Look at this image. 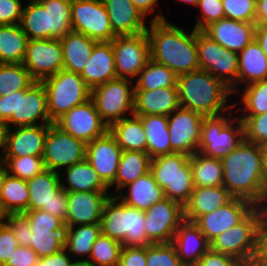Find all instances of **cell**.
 I'll return each mask as SVG.
<instances>
[{
  "label": "cell",
  "instance_id": "35",
  "mask_svg": "<svg viewBox=\"0 0 267 266\" xmlns=\"http://www.w3.org/2000/svg\"><path fill=\"white\" fill-rule=\"evenodd\" d=\"M65 172L68 186L61 181V188L67 192H108L110 189L86 159L66 168Z\"/></svg>",
  "mask_w": 267,
  "mask_h": 266
},
{
  "label": "cell",
  "instance_id": "33",
  "mask_svg": "<svg viewBox=\"0 0 267 266\" xmlns=\"http://www.w3.org/2000/svg\"><path fill=\"white\" fill-rule=\"evenodd\" d=\"M267 80V57L254 39L238 53V82L251 84Z\"/></svg>",
  "mask_w": 267,
  "mask_h": 266
},
{
  "label": "cell",
  "instance_id": "37",
  "mask_svg": "<svg viewBox=\"0 0 267 266\" xmlns=\"http://www.w3.org/2000/svg\"><path fill=\"white\" fill-rule=\"evenodd\" d=\"M194 187L223 186L221 159L207 157L200 152L189 156Z\"/></svg>",
  "mask_w": 267,
  "mask_h": 266
},
{
  "label": "cell",
  "instance_id": "11",
  "mask_svg": "<svg viewBox=\"0 0 267 266\" xmlns=\"http://www.w3.org/2000/svg\"><path fill=\"white\" fill-rule=\"evenodd\" d=\"M196 46L200 69L221 80L233 94L237 92L238 53L225 49L203 31H196Z\"/></svg>",
  "mask_w": 267,
  "mask_h": 266
},
{
  "label": "cell",
  "instance_id": "1",
  "mask_svg": "<svg viewBox=\"0 0 267 266\" xmlns=\"http://www.w3.org/2000/svg\"><path fill=\"white\" fill-rule=\"evenodd\" d=\"M223 186L234 198L267 208V185L264 178L263 152L260 145L243 141L221 159Z\"/></svg>",
  "mask_w": 267,
  "mask_h": 266
},
{
  "label": "cell",
  "instance_id": "51",
  "mask_svg": "<svg viewBox=\"0 0 267 266\" xmlns=\"http://www.w3.org/2000/svg\"><path fill=\"white\" fill-rule=\"evenodd\" d=\"M224 18L243 22L256 21V0H222Z\"/></svg>",
  "mask_w": 267,
  "mask_h": 266
},
{
  "label": "cell",
  "instance_id": "16",
  "mask_svg": "<svg viewBox=\"0 0 267 266\" xmlns=\"http://www.w3.org/2000/svg\"><path fill=\"white\" fill-rule=\"evenodd\" d=\"M54 124L85 144L105 135L109 129L91 99L63 114Z\"/></svg>",
  "mask_w": 267,
  "mask_h": 266
},
{
  "label": "cell",
  "instance_id": "2",
  "mask_svg": "<svg viewBox=\"0 0 267 266\" xmlns=\"http://www.w3.org/2000/svg\"><path fill=\"white\" fill-rule=\"evenodd\" d=\"M147 28L150 58L171 69L177 76L200 69L196 46V29L190 34L162 14H156Z\"/></svg>",
  "mask_w": 267,
  "mask_h": 266
},
{
  "label": "cell",
  "instance_id": "48",
  "mask_svg": "<svg viewBox=\"0 0 267 266\" xmlns=\"http://www.w3.org/2000/svg\"><path fill=\"white\" fill-rule=\"evenodd\" d=\"M242 93L244 115H260L267 113V80L254 82L248 85Z\"/></svg>",
  "mask_w": 267,
  "mask_h": 266
},
{
  "label": "cell",
  "instance_id": "38",
  "mask_svg": "<svg viewBox=\"0 0 267 266\" xmlns=\"http://www.w3.org/2000/svg\"><path fill=\"white\" fill-rule=\"evenodd\" d=\"M28 37L20 24L0 26V63H22Z\"/></svg>",
  "mask_w": 267,
  "mask_h": 266
},
{
  "label": "cell",
  "instance_id": "47",
  "mask_svg": "<svg viewBox=\"0 0 267 266\" xmlns=\"http://www.w3.org/2000/svg\"><path fill=\"white\" fill-rule=\"evenodd\" d=\"M9 175L28 180L45 170L42 157H1Z\"/></svg>",
  "mask_w": 267,
  "mask_h": 266
},
{
  "label": "cell",
  "instance_id": "36",
  "mask_svg": "<svg viewBox=\"0 0 267 266\" xmlns=\"http://www.w3.org/2000/svg\"><path fill=\"white\" fill-rule=\"evenodd\" d=\"M151 157L147 152L123 151L114 183L117 191L136 181L150 171Z\"/></svg>",
  "mask_w": 267,
  "mask_h": 266
},
{
  "label": "cell",
  "instance_id": "39",
  "mask_svg": "<svg viewBox=\"0 0 267 266\" xmlns=\"http://www.w3.org/2000/svg\"><path fill=\"white\" fill-rule=\"evenodd\" d=\"M29 196L26 180L5 174L0 202L7 214H23L29 211Z\"/></svg>",
  "mask_w": 267,
  "mask_h": 266
},
{
  "label": "cell",
  "instance_id": "55",
  "mask_svg": "<svg viewBox=\"0 0 267 266\" xmlns=\"http://www.w3.org/2000/svg\"><path fill=\"white\" fill-rule=\"evenodd\" d=\"M248 266H267V211L259 224L255 249Z\"/></svg>",
  "mask_w": 267,
  "mask_h": 266
},
{
  "label": "cell",
  "instance_id": "30",
  "mask_svg": "<svg viewBox=\"0 0 267 266\" xmlns=\"http://www.w3.org/2000/svg\"><path fill=\"white\" fill-rule=\"evenodd\" d=\"M127 187L128 194L123 195V191H121L116 197L124 204L139 210H146L165 198L163 189L156 183L151 171L125 188Z\"/></svg>",
  "mask_w": 267,
  "mask_h": 266
},
{
  "label": "cell",
  "instance_id": "53",
  "mask_svg": "<svg viewBox=\"0 0 267 266\" xmlns=\"http://www.w3.org/2000/svg\"><path fill=\"white\" fill-rule=\"evenodd\" d=\"M197 6L203 16L196 22L194 29L197 31H203L211 23L224 18L222 0H198Z\"/></svg>",
  "mask_w": 267,
  "mask_h": 266
},
{
  "label": "cell",
  "instance_id": "60",
  "mask_svg": "<svg viewBox=\"0 0 267 266\" xmlns=\"http://www.w3.org/2000/svg\"><path fill=\"white\" fill-rule=\"evenodd\" d=\"M195 266H243L232 256L209 249Z\"/></svg>",
  "mask_w": 267,
  "mask_h": 266
},
{
  "label": "cell",
  "instance_id": "41",
  "mask_svg": "<svg viewBox=\"0 0 267 266\" xmlns=\"http://www.w3.org/2000/svg\"><path fill=\"white\" fill-rule=\"evenodd\" d=\"M134 90H155L166 87H177V75L163 64L151 58L146 66L139 72Z\"/></svg>",
  "mask_w": 267,
  "mask_h": 266
},
{
  "label": "cell",
  "instance_id": "29",
  "mask_svg": "<svg viewBox=\"0 0 267 266\" xmlns=\"http://www.w3.org/2000/svg\"><path fill=\"white\" fill-rule=\"evenodd\" d=\"M97 42L73 30L67 33L60 39L64 58L63 69L80 74L88 64Z\"/></svg>",
  "mask_w": 267,
  "mask_h": 266
},
{
  "label": "cell",
  "instance_id": "13",
  "mask_svg": "<svg viewBox=\"0 0 267 266\" xmlns=\"http://www.w3.org/2000/svg\"><path fill=\"white\" fill-rule=\"evenodd\" d=\"M42 158L45 169L58 173L57 169L69 168L86 159V144L53 123L46 135Z\"/></svg>",
  "mask_w": 267,
  "mask_h": 266
},
{
  "label": "cell",
  "instance_id": "31",
  "mask_svg": "<svg viewBox=\"0 0 267 266\" xmlns=\"http://www.w3.org/2000/svg\"><path fill=\"white\" fill-rule=\"evenodd\" d=\"M61 174L45 169L26 180L29 189V211L42 210L50 213V202L61 187Z\"/></svg>",
  "mask_w": 267,
  "mask_h": 266
},
{
  "label": "cell",
  "instance_id": "72",
  "mask_svg": "<svg viewBox=\"0 0 267 266\" xmlns=\"http://www.w3.org/2000/svg\"><path fill=\"white\" fill-rule=\"evenodd\" d=\"M28 1H32V2H40L41 0H28Z\"/></svg>",
  "mask_w": 267,
  "mask_h": 266
},
{
  "label": "cell",
  "instance_id": "43",
  "mask_svg": "<svg viewBox=\"0 0 267 266\" xmlns=\"http://www.w3.org/2000/svg\"><path fill=\"white\" fill-rule=\"evenodd\" d=\"M29 40L49 39L48 12L40 2L29 1L20 22Z\"/></svg>",
  "mask_w": 267,
  "mask_h": 266
},
{
  "label": "cell",
  "instance_id": "15",
  "mask_svg": "<svg viewBox=\"0 0 267 266\" xmlns=\"http://www.w3.org/2000/svg\"><path fill=\"white\" fill-rule=\"evenodd\" d=\"M145 212V231L152 244L171 243L184 219L183 206L169 198H163Z\"/></svg>",
  "mask_w": 267,
  "mask_h": 266
},
{
  "label": "cell",
  "instance_id": "61",
  "mask_svg": "<svg viewBox=\"0 0 267 266\" xmlns=\"http://www.w3.org/2000/svg\"><path fill=\"white\" fill-rule=\"evenodd\" d=\"M67 209V191L60 187L55 192V197L51 199L50 214L60 218L64 222L66 220Z\"/></svg>",
  "mask_w": 267,
  "mask_h": 266
},
{
  "label": "cell",
  "instance_id": "62",
  "mask_svg": "<svg viewBox=\"0 0 267 266\" xmlns=\"http://www.w3.org/2000/svg\"><path fill=\"white\" fill-rule=\"evenodd\" d=\"M70 258L66 249L63 248L55 254L39 258L36 266H68L71 261Z\"/></svg>",
  "mask_w": 267,
  "mask_h": 266
},
{
  "label": "cell",
  "instance_id": "20",
  "mask_svg": "<svg viewBox=\"0 0 267 266\" xmlns=\"http://www.w3.org/2000/svg\"><path fill=\"white\" fill-rule=\"evenodd\" d=\"M122 152L109 131L86 144V160L109 188L115 181Z\"/></svg>",
  "mask_w": 267,
  "mask_h": 266
},
{
  "label": "cell",
  "instance_id": "32",
  "mask_svg": "<svg viewBox=\"0 0 267 266\" xmlns=\"http://www.w3.org/2000/svg\"><path fill=\"white\" fill-rule=\"evenodd\" d=\"M108 131L123 151L147 152L146 133L139 116L123 118L109 126Z\"/></svg>",
  "mask_w": 267,
  "mask_h": 266
},
{
  "label": "cell",
  "instance_id": "3",
  "mask_svg": "<svg viewBox=\"0 0 267 266\" xmlns=\"http://www.w3.org/2000/svg\"><path fill=\"white\" fill-rule=\"evenodd\" d=\"M179 105L202 114L216 116L232 109L235 104L225 105L231 89L207 71L198 69L177 76Z\"/></svg>",
  "mask_w": 267,
  "mask_h": 266
},
{
  "label": "cell",
  "instance_id": "57",
  "mask_svg": "<svg viewBox=\"0 0 267 266\" xmlns=\"http://www.w3.org/2000/svg\"><path fill=\"white\" fill-rule=\"evenodd\" d=\"M147 247L123 246L118 266H146Z\"/></svg>",
  "mask_w": 267,
  "mask_h": 266
},
{
  "label": "cell",
  "instance_id": "18",
  "mask_svg": "<svg viewBox=\"0 0 267 266\" xmlns=\"http://www.w3.org/2000/svg\"><path fill=\"white\" fill-rule=\"evenodd\" d=\"M167 118L171 148L175 152L185 153L189 156L197 152L204 116L179 107Z\"/></svg>",
  "mask_w": 267,
  "mask_h": 266
},
{
  "label": "cell",
  "instance_id": "71",
  "mask_svg": "<svg viewBox=\"0 0 267 266\" xmlns=\"http://www.w3.org/2000/svg\"><path fill=\"white\" fill-rule=\"evenodd\" d=\"M179 1L186 2V3L192 4L194 6H197V4H198V0H179Z\"/></svg>",
  "mask_w": 267,
  "mask_h": 266
},
{
  "label": "cell",
  "instance_id": "64",
  "mask_svg": "<svg viewBox=\"0 0 267 266\" xmlns=\"http://www.w3.org/2000/svg\"><path fill=\"white\" fill-rule=\"evenodd\" d=\"M139 12L146 17L147 13L154 12L158 0H131Z\"/></svg>",
  "mask_w": 267,
  "mask_h": 266
},
{
  "label": "cell",
  "instance_id": "19",
  "mask_svg": "<svg viewBox=\"0 0 267 266\" xmlns=\"http://www.w3.org/2000/svg\"><path fill=\"white\" fill-rule=\"evenodd\" d=\"M256 206L242 198H233L214 212L200 216L194 223L209 242L240 223Z\"/></svg>",
  "mask_w": 267,
  "mask_h": 266
},
{
  "label": "cell",
  "instance_id": "68",
  "mask_svg": "<svg viewBox=\"0 0 267 266\" xmlns=\"http://www.w3.org/2000/svg\"><path fill=\"white\" fill-rule=\"evenodd\" d=\"M6 173H7V171H6L5 165L1 161L0 162V194H1L2 185H3V181H4Z\"/></svg>",
  "mask_w": 267,
  "mask_h": 266
},
{
  "label": "cell",
  "instance_id": "66",
  "mask_svg": "<svg viewBox=\"0 0 267 266\" xmlns=\"http://www.w3.org/2000/svg\"><path fill=\"white\" fill-rule=\"evenodd\" d=\"M8 126L6 123L0 122V149L4 153L6 138H7Z\"/></svg>",
  "mask_w": 267,
  "mask_h": 266
},
{
  "label": "cell",
  "instance_id": "52",
  "mask_svg": "<svg viewBox=\"0 0 267 266\" xmlns=\"http://www.w3.org/2000/svg\"><path fill=\"white\" fill-rule=\"evenodd\" d=\"M23 215L29 221L31 229H43L49 231H65L64 222L50 213L42 210L26 211Z\"/></svg>",
  "mask_w": 267,
  "mask_h": 266
},
{
  "label": "cell",
  "instance_id": "58",
  "mask_svg": "<svg viewBox=\"0 0 267 266\" xmlns=\"http://www.w3.org/2000/svg\"><path fill=\"white\" fill-rule=\"evenodd\" d=\"M18 242L10 229L5 223L0 226V266H4L8 257H11L13 251L18 247Z\"/></svg>",
  "mask_w": 267,
  "mask_h": 266
},
{
  "label": "cell",
  "instance_id": "23",
  "mask_svg": "<svg viewBox=\"0 0 267 266\" xmlns=\"http://www.w3.org/2000/svg\"><path fill=\"white\" fill-rule=\"evenodd\" d=\"M50 125L17 127L14 131L8 128L5 150L1 157H42Z\"/></svg>",
  "mask_w": 267,
  "mask_h": 266
},
{
  "label": "cell",
  "instance_id": "28",
  "mask_svg": "<svg viewBox=\"0 0 267 266\" xmlns=\"http://www.w3.org/2000/svg\"><path fill=\"white\" fill-rule=\"evenodd\" d=\"M233 198L224 186L194 187L188 202L183 206L184 219L195 222L200 216L214 212Z\"/></svg>",
  "mask_w": 267,
  "mask_h": 266
},
{
  "label": "cell",
  "instance_id": "63",
  "mask_svg": "<svg viewBox=\"0 0 267 266\" xmlns=\"http://www.w3.org/2000/svg\"><path fill=\"white\" fill-rule=\"evenodd\" d=\"M255 24L267 26V0H256Z\"/></svg>",
  "mask_w": 267,
  "mask_h": 266
},
{
  "label": "cell",
  "instance_id": "69",
  "mask_svg": "<svg viewBox=\"0 0 267 266\" xmlns=\"http://www.w3.org/2000/svg\"><path fill=\"white\" fill-rule=\"evenodd\" d=\"M68 266H89L88 262L85 259H79V260H75L72 259Z\"/></svg>",
  "mask_w": 267,
  "mask_h": 266
},
{
  "label": "cell",
  "instance_id": "22",
  "mask_svg": "<svg viewBox=\"0 0 267 266\" xmlns=\"http://www.w3.org/2000/svg\"><path fill=\"white\" fill-rule=\"evenodd\" d=\"M256 24L222 18L207 26L203 32L225 49L239 53L255 39Z\"/></svg>",
  "mask_w": 267,
  "mask_h": 266
},
{
  "label": "cell",
  "instance_id": "10",
  "mask_svg": "<svg viewBox=\"0 0 267 266\" xmlns=\"http://www.w3.org/2000/svg\"><path fill=\"white\" fill-rule=\"evenodd\" d=\"M134 89L132 80L115 78L91 90L90 99L108 127L126 118L127 112L133 115Z\"/></svg>",
  "mask_w": 267,
  "mask_h": 266
},
{
  "label": "cell",
  "instance_id": "67",
  "mask_svg": "<svg viewBox=\"0 0 267 266\" xmlns=\"http://www.w3.org/2000/svg\"><path fill=\"white\" fill-rule=\"evenodd\" d=\"M263 152V161H264V178L267 185V142L264 145H261Z\"/></svg>",
  "mask_w": 267,
  "mask_h": 266
},
{
  "label": "cell",
  "instance_id": "65",
  "mask_svg": "<svg viewBox=\"0 0 267 266\" xmlns=\"http://www.w3.org/2000/svg\"><path fill=\"white\" fill-rule=\"evenodd\" d=\"M255 40L262 48L263 53L267 57V26L256 25L255 29Z\"/></svg>",
  "mask_w": 267,
  "mask_h": 266
},
{
  "label": "cell",
  "instance_id": "70",
  "mask_svg": "<svg viewBox=\"0 0 267 266\" xmlns=\"http://www.w3.org/2000/svg\"><path fill=\"white\" fill-rule=\"evenodd\" d=\"M7 215L8 214L5 212V210L3 209L2 204L0 202V226L5 224L4 221L6 220ZM3 219H4V221H3Z\"/></svg>",
  "mask_w": 267,
  "mask_h": 266
},
{
  "label": "cell",
  "instance_id": "12",
  "mask_svg": "<svg viewBox=\"0 0 267 266\" xmlns=\"http://www.w3.org/2000/svg\"><path fill=\"white\" fill-rule=\"evenodd\" d=\"M71 23L73 31L98 42H111L116 37L102 0H72Z\"/></svg>",
  "mask_w": 267,
  "mask_h": 266
},
{
  "label": "cell",
  "instance_id": "42",
  "mask_svg": "<svg viewBox=\"0 0 267 266\" xmlns=\"http://www.w3.org/2000/svg\"><path fill=\"white\" fill-rule=\"evenodd\" d=\"M72 0H41L40 3L48 12L49 39H61L72 31Z\"/></svg>",
  "mask_w": 267,
  "mask_h": 266
},
{
  "label": "cell",
  "instance_id": "8",
  "mask_svg": "<svg viewBox=\"0 0 267 266\" xmlns=\"http://www.w3.org/2000/svg\"><path fill=\"white\" fill-rule=\"evenodd\" d=\"M41 82L47 92L48 114L53 123L91 97V89L78 73L62 69Z\"/></svg>",
  "mask_w": 267,
  "mask_h": 266
},
{
  "label": "cell",
  "instance_id": "6",
  "mask_svg": "<svg viewBox=\"0 0 267 266\" xmlns=\"http://www.w3.org/2000/svg\"><path fill=\"white\" fill-rule=\"evenodd\" d=\"M150 171L164 196L184 206L194 190L189 155L174 152L151 159Z\"/></svg>",
  "mask_w": 267,
  "mask_h": 266
},
{
  "label": "cell",
  "instance_id": "50",
  "mask_svg": "<svg viewBox=\"0 0 267 266\" xmlns=\"http://www.w3.org/2000/svg\"><path fill=\"white\" fill-rule=\"evenodd\" d=\"M244 126L245 140L257 145L267 142V113L239 116Z\"/></svg>",
  "mask_w": 267,
  "mask_h": 266
},
{
  "label": "cell",
  "instance_id": "4",
  "mask_svg": "<svg viewBox=\"0 0 267 266\" xmlns=\"http://www.w3.org/2000/svg\"><path fill=\"white\" fill-rule=\"evenodd\" d=\"M100 226L101 234L123 246L147 247L152 244L145 231L144 210L124 204L116 195L105 201Z\"/></svg>",
  "mask_w": 267,
  "mask_h": 266
},
{
  "label": "cell",
  "instance_id": "26",
  "mask_svg": "<svg viewBox=\"0 0 267 266\" xmlns=\"http://www.w3.org/2000/svg\"><path fill=\"white\" fill-rule=\"evenodd\" d=\"M179 107L177 87L134 90L133 115L168 116Z\"/></svg>",
  "mask_w": 267,
  "mask_h": 266
},
{
  "label": "cell",
  "instance_id": "59",
  "mask_svg": "<svg viewBox=\"0 0 267 266\" xmlns=\"http://www.w3.org/2000/svg\"><path fill=\"white\" fill-rule=\"evenodd\" d=\"M39 258L31 247L18 246L4 266H36Z\"/></svg>",
  "mask_w": 267,
  "mask_h": 266
},
{
  "label": "cell",
  "instance_id": "5",
  "mask_svg": "<svg viewBox=\"0 0 267 266\" xmlns=\"http://www.w3.org/2000/svg\"><path fill=\"white\" fill-rule=\"evenodd\" d=\"M41 119V120H40ZM38 120L39 122L38 124ZM0 122L17 127L53 124L48 114L47 92L42 82L0 97Z\"/></svg>",
  "mask_w": 267,
  "mask_h": 266
},
{
  "label": "cell",
  "instance_id": "49",
  "mask_svg": "<svg viewBox=\"0 0 267 266\" xmlns=\"http://www.w3.org/2000/svg\"><path fill=\"white\" fill-rule=\"evenodd\" d=\"M146 266H184L172 243H157L147 246Z\"/></svg>",
  "mask_w": 267,
  "mask_h": 266
},
{
  "label": "cell",
  "instance_id": "46",
  "mask_svg": "<svg viewBox=\"0 0 267 266\" xmlns=\"http://www.w3.org/2000/svg\"><path fill=\"white\" fill-rule=\"evenodd\" d=\"M30 247L42 258L62 250L65 243V231L31 229Z\"/></svg>",
  "mask_w": 267,
  "mask_h": 266
},
{
  "label": "cell",
  "instance_id": "40",
  "mask_svg": "<svg viewBox=\"0 0 267 266\" xmlns=\"http://www.w3.org/2000/svg\"><path fill=\"white\" fill-rule=\"evenodd\" d=\"M100 235V224L77 225V227L73 225L66 227L64 248L71 254L90 256L92 246Z\"/></svg>",
  "mask_w": 267,
  "mask_h": 266
},
{
  "label": "cell",
  "instance_id": "34",
  "mask_svg": "<svg viewBox=\"0 0 267 266\" xmlns=\"http://www.w3.org/2000/svg\"><path fill=\"white\" fill-rule=\"evenodd\" d=\"M143 122L146 133L147 153L151 159L174 153L170 145L168 118L164 115H136Z\"/></svg>",
  "mask_w": 267,
  "mask_h": 266
},
{
  "label": "cell",
  "instance_id": "7",
  "mask_svg": "<svg viewBox=\"0 0 267 266\" xmlns=\"http://www.w3.org/2000/svg\"><path fill=\"white\" fill-rule=\"evenodd\" d=\"M224 114L204 116L201 123L198 152L207 157L222 159L245 141L242 120Z\"/></svg>",
  "mask_w": 267,
  "mask_h": 266
},
{
  "label": "cell",
  "instance_id": "17",
  "mask_svg": "<svg viewBox=\"0 0 267 266\" xmlns=\"http://www.w3.org/2000/svg\"><path fill=\"white\" fill-rule=\"evenodd\" d=\"M63 50L60 39L28 40L22 64L31 77L41 82L63 69Z\"/></svg>",
  "mask_w": 267,
  "mask_h": 266
},
{
  "label": "cell",
  "instance_id": "54",
  "mask_svg": "<svg viewBox=\"0 0 267 266\" xmlns=\"http://www.w3.org/2000/svg\"><path fill=\"white\" fill-rule=\"evenodd\" d=\"M5 223L12 230L19 246L30 247V237L33 233L23 214H8Z\"/></svg>",
  "mask_w": 267,
  "mask_h": 266
},
{
  "label": "cell",
  "instance_id": "24",
  "mask_svg": "<svg viewBox=\"0 0 267 266\" xmlns=\"http://www.w3.org/2000/svg\"><path fill=\"white\" fill-rule=\"evenodd\" d=\"M184 266H195L210 249V242L191 221L184 220L175 232L172 242Z\"/></svg>",
  "mask_w": 267,
  "mask_h": 266
},
{
  "label": "cell",
  "instance_id": "44",
  "mask_svg": "<svg viewBox=\"0 0 267 266\" xmlns=\"http://www.w3.org/2000/svg\"><path fill=\"white\" fill-rule=\"evenodd\" d=\"M35 82L22 63H0V97L28 89Z\"/></svg>",
  "mask_w": 267,
  "mask_h": 266
},
{
  "label": "cell",
  "instance_id": "14",
  "mask_svg": "<svg viewBox=\"0 0 267 266\" xmlns=\"http://www.w3.org/2000/svg\"><path fill=\"white\" fill-rule=\"evenodd\" d=\"M117 78L132 80L150 59V44L146 32L116 36L112 41Z\"/></svg>",
  "mask_w": 267,
  "mask_h": 266
},
{
  "label": "cell",
  "instance_id": "25",
  "mask_svg": "<svg viewBox=\"0 0 267 266\" xmlns=\"http://www.w3.org/2000/svg\"><path fill=\"white\" fill-rule=\"evenodd\" d=\"M109 22L116 36L137 35L146 32L144 16L131 0H102Z\"/></svg>",
  "mask_w": 267,
  "mask_h": 266
},
{
  "label": "cell",
  "instance_id": "45",
  "mask_svg": "<svg viewBox=\"0 0 267 266\" xmlns=\"http://www.w3.org/2000/svg\"><path fill=\"white\" fill-rule=\"evenodd\" d=\"M122 243L101 234L94 242L90 256L85 260L89 266H118Z\"/></svg>",
  "mask_w": 267,
  "mask_h": 266
},
{
  "label": "cell",
  "instance_id": "21",
  "mask_svg": "<svg viewBox=\"0 0 267 266\" xmlns=\"http://www.w3.org/2000/svg\"><path fill=\"white\" fill-rule=\"evenodd\" d=\"M108 192H67V214L65 227L75 225L100 224L105 201L111 196Z\"/></svg>",
  "mask_w": 267,
  "mask_h": 266
},
{
  "label": "cell",
  "instance_id": "27",
  "mask_svg": "<svg viewBox=\"0 0 267 266\" xmlns=\"http://www.w3.org/2000/svg\"><path fill=\"white\" fill-rule=\"evenodd\" d=\"M79 75L91 90L98 85L117 78L112 43L97 42L88 64Z\"/></svg>",
  "mask_w": 267,
  "mask_h": 266
},
{
  "label": "cell",
  "instance_id": "56",
  "mask_svg": "<svg viewBox=\"0 0 267 266\" xmlns=\"http://www.w3.org/2000/svg\"><path fill=\"white\" fill-rule=\"evenodd\" d=\"M22 12L20 0H0V26L20 24Z\"/></svg>",
  "mask_w": 267,
  "mask_h": 266
},
{
  "label": "cell",
  "instance_id": "9",
  "mask_svg": "<svg viewBox=\"0 0 267 266\" xmlns=\"http://www.w3.org/2000/svg\"><path fill=\"white\" fill-rule=\"evenodd\" d=\"M266 211L267 208L255 207L240 223L212 240L210 249L248 266L255 249L257 230Z\"/></svg>",
  "mask_w": 267,
  "mask_h": 266
}]
</instances>
